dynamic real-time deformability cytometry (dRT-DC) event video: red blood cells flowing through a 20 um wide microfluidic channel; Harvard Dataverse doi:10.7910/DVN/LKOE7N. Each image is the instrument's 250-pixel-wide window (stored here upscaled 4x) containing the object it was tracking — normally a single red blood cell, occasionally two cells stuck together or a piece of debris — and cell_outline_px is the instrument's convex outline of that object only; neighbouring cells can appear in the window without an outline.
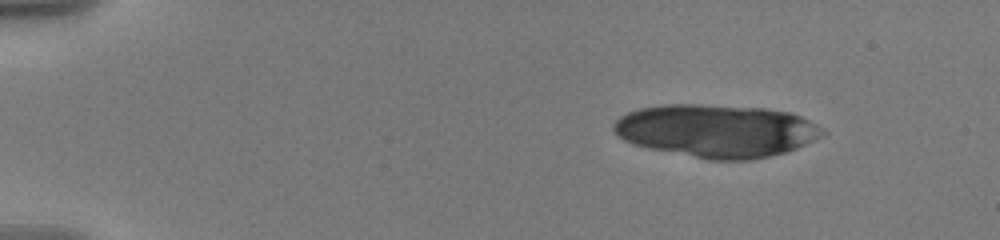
{"species": "human", "species_latin": "Homo sapiens", "temperature_condition": "warm", "stored_images_in_passage": 12, "camera_frame_rate_fps": 3000, "um_per_image_px": 0.085, "donor": {"sex": "male"}, "frame": {"image": 1, "passage_image": 1, "time_ms": 0.0, "image_size_px": [1000, 240], "cell_outline_px": [[828, 132], [788, 152], [752, 160], [708, 160], [648, 148], [632, 144], [624, 140], [612, 128], [612, 124], [620, 116], [628, 112], [640, 108], [664, 104], [700, 104], [764, 108], [788, 112], [800, 116], [816, 124]], "centroid_in_image_um": [60.88, 11.12], "position_along_channel_um": 24.1, "area_um2": 64.5}}
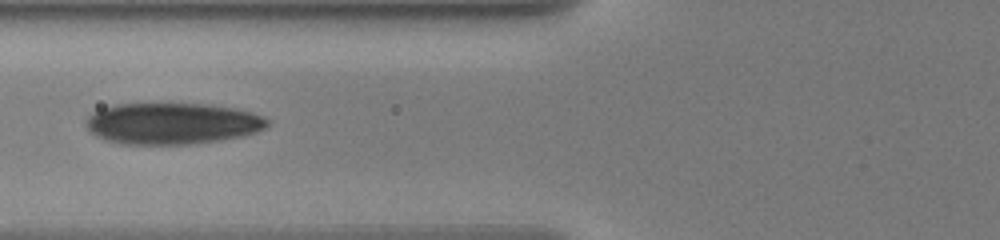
{"frame": {"image": 2, "passage_image": 11, "time_ms": 5.667, "image_size_px": [1000, 240], "cell_outline_px": [[272, 120], [264, 128], [256, 132], [240, 136], [216, 140], [188, 144], [120, 144], [96, 136], [88, 128], [88, 116], [92, 112], [100, 108], [116, 104], [212, 104], [236, 108], [252, 112], [264, 116]], "centroid_in_image_um": [14.67, 10.48], "position_along_channel_um": 111.1, "area_um2": 43.64}}